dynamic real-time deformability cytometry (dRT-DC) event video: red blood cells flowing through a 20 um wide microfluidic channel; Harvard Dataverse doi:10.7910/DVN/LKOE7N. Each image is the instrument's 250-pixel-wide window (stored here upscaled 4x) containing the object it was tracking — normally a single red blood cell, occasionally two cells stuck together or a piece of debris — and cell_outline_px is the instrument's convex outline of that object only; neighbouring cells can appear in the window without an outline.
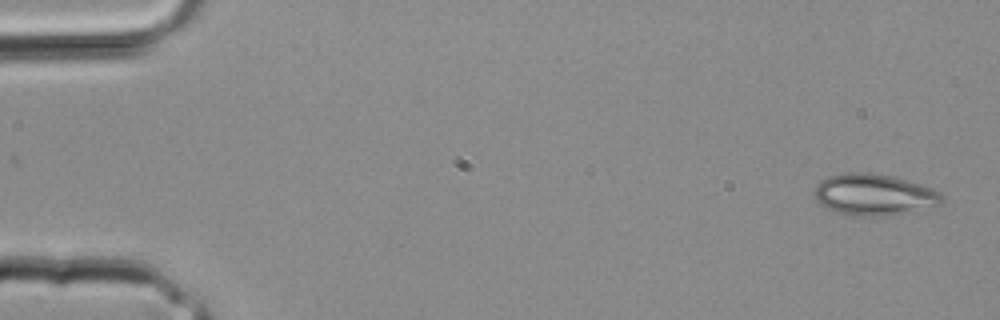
{"species": "common noctule bat (a hibernating species)", "species_latin": "Nyctalus noctula", "temperature_condition": "room temperature", "stored_images_in_passage": 7, "camera_frame_rate_fps": 3000, "um_per_image_px": 0.085, "animal": {"sex": "male", "body_mass_g": 20.4}, "frame": {"image": 1, "passage_image": 1, "time_ms": 0.0, "image_size_px": [1000, 320], "cell_outline_px": [[944, 200], [940, 204], [908, 212], [884, 216], [852, 216], [828, 208], [820, 204], [816, 200], [816, 184], [820, 180], [828, 176], [844, 172], [872, 172], [892, 176], [920, 184], [932, 188], [940, 192], [944, 196]], "centroid_in_image_um": [74.29, 16.53], "position_along_channel_um": 10.7, "area_um2": 30.75}}